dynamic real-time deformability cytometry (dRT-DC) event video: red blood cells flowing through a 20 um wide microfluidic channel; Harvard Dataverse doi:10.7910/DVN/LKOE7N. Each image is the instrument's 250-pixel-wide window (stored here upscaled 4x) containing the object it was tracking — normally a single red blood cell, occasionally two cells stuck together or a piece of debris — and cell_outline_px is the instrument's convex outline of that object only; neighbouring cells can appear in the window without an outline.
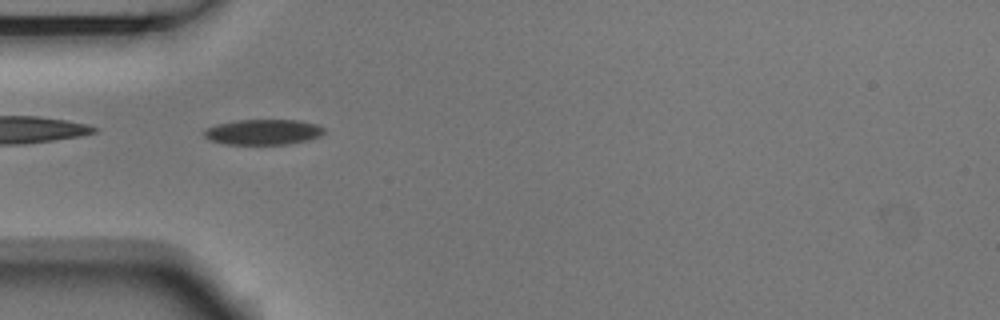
{"species": "Egyptian fruit bat (a non-hibernating species)", "species_latin": "Rousettus aegyptiacus", "temperature_condition": "room temperature", "stored_images_in_passage": 1, "camera_frame_rate_fps": 3000, "um_per_image_px": 0.085, "animal": {"sex": "male"}, "frame": {"image": 1, "passage_image": 1, "time_ms": 0.0, "image_size_px": [1000, 320], "cell_outline_px": [[324, 132], [320, 136], [308, 140], [288, 144], [228, 144], [212, 140], [204, 136], [204, 132], [208, 128], [216, 124], [236, 120], [300, 120], [316, 124], [324, 128]], "centroid_in_image_um": [22.41, 11.21], "position_along_channel_um": 62.6, "area_um2": 17.63}}